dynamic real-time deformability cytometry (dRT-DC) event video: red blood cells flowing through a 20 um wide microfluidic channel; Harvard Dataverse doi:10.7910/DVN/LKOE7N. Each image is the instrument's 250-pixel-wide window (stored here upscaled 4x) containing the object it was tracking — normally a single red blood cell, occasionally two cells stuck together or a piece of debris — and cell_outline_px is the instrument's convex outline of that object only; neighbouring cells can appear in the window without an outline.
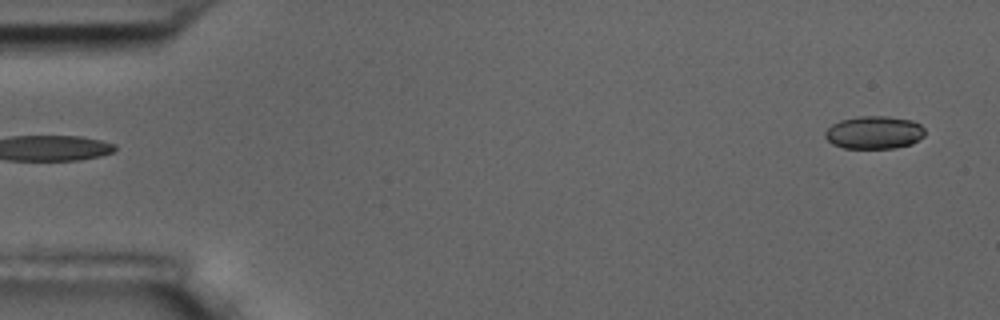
{"species": "common noctule bat (a hibernating species)", "species_latin": "Nyctalus noctula", "temperature_condition": "room temperature", "stored_images_in_passage": 5, "segment_of_instrument_passage": [2, 2], "camera_frame_rate_fps": 3000, "um_per_image_px": 0.085, "animal": {"sex": "male", "body_mass_g": 17.5, "forearm_length_mm": 52.3}, "frame": {"image": 1, "passage_image": 5, "time_ms": 4.667, "image_size_px": [1000, 320], "cell_outline_px": [[924, 136], [912, 144], [896, 148], [844, 148], [832, 144], [824, 136], [824, 132], [832, 124], [840, 120], [860, 116], [888, 116], [912, 120], [920, 124], [924, 128]], "centroid_in_image_um": [74.31, 11.26], "position_along_channel_um": 10.7, "area_um2": 19.25}}